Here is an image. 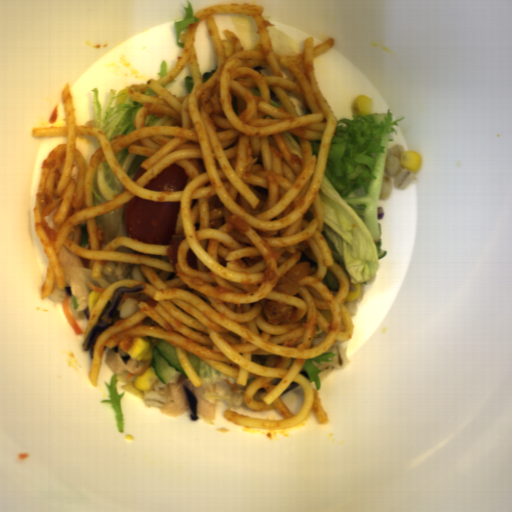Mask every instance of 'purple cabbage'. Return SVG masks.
<instances>
[{"mask_svg":"<svg viewBox=\"0 0 512 512\" xmlns=\"http://www.w3.org/2000/svg\"><path fill=\"white\" fill-rule=\"evenodd\" d=\"M299 385H300L299 383H296V382H293V381H292V382L288 385L287 389H286L284 392H282L281 394H285V393L289 392L290 390H292V389L296 388V387H297V386H299Z\"/></svg>","mask_w":512,"mask_h":512,"instance_id":"39781b68","label":"purple cabbage"},{"mask_svg":"<svg viewBox=\"0 0 512 512\" xmlns=\"http://www.w3.org/2000/svg\"><path fill=\"white\" fill-rule=\"evenodd\" d=\"M298 374H300L301 376H303L304 378H306V379H307V381H309L308 374H307V372L305 371V369H304V367H303V366L301 367V369H300V371H299V373H298Z\"/></svg>","mask_w":512,"mask_h":512,"instance_id":"9ea6ddef","label":"purple cabbage"},{"mask_svg":"<svg viewBox=\"0 0 512 512\" xmlns=\"http://www.w3.org/2000/svg\"><path fill=\"white\" fill-rule=\"evenodd\" d=\"M384 215H385V213H384L383 206H378L377 207V220H382Z\"/></svg>","mask_w":512,"mask_h":512,"instance_id":"f65ffa83","label":"purple cabbage"},{"mask_svg":"<svg viewBox=\"0 0 512 512\" xmlns=\"http://www.w3.org/2000/svg\"><path fill=\"white\" fill-rule=\"evenodd\" d=\"M64 290H65V293H66L67 297H72L71 286H65Z\"/></svg>","mask_w":512,"mask_h":512,"instance_id":"8b30caba","label":"purple cabbage"},{"mask_svg":"<svg viewBox=\"0 0 512 512\" xmlns=\"http://www.w3.org/2000/svg\"><path fill=\"white\" fill-rule=\"evenodd\" d=\"M111 349H112V351H114L115 353H118V349H119V345H118V343L116 344V346H115V347H113V348H111Z\"/></svg>","mask_w":512,"mask_h":512,"instance_id":"38c2f254","label":"purple cabbage"},{"mask_svg":"<svg viewBox=\"0 0 512 512\" xmlns=\"http://www.w3.org/2000/svg\"><path fill=\"white\" fill-rule=\"evenodd\" d=\"M183 391L189 410L188 417L190 421L199 420L200 417L197 415V397L192 390L185 385H183Z\"/></svg>","mask_w":512,"mask_h":512,"instance_id":"ea28d5fd","label":"purple cabbage"},{"mask_svg":"<svg viewBox=\"0 0 512 512\" xmlns=\"http://www.w3.org/2000/svg\"><path fill=\"white\" fill-rule=\"evenodd\" d=\"M120 357L125 364L128 363L132 358L131 355H121Z\"/></svg>","mask_w":512,"mask_h":512,"instance_id":"06f8d472","label":"purple cabbage"},{"mask_svg":"<svg viewBox=\"0 0 512 512\" xmlns=\"http://www.w3.org/2000/svg\"><path fill=\"white\" fill-rule=\"evenodd\" d=\"M84 313H85L86 318H87V319H88V321H89V318H90V310H89V306L85 309Z\"/></svg>","mask_w":512,"mask_h":512,"instance_id":"9cd0cae8","label":"purple cabbage"},{"mask_svg":"<svg viewBox=\"0 0 512 512\" xmlns=\"http://www.w3.org/2000/svg\"><path fill=\"white\" fill-rule=\"evenodd\" d=\"M145 287L146 286L144 284H139L132 287L121 286L115 288L114 292L107 300L97 323L91 328L82 342L81 350L83 352H89L91 359L94 358V346L100 333L120 320L121 315L118 306L123 299V296L129 295L139 300L148 299L150 296L139 292L144 291Z\"/></svg>","mask_w":512,"mask_h":512,"instance_id":"c1f60e8f","label":"purple cabbage"}]
</instances>
